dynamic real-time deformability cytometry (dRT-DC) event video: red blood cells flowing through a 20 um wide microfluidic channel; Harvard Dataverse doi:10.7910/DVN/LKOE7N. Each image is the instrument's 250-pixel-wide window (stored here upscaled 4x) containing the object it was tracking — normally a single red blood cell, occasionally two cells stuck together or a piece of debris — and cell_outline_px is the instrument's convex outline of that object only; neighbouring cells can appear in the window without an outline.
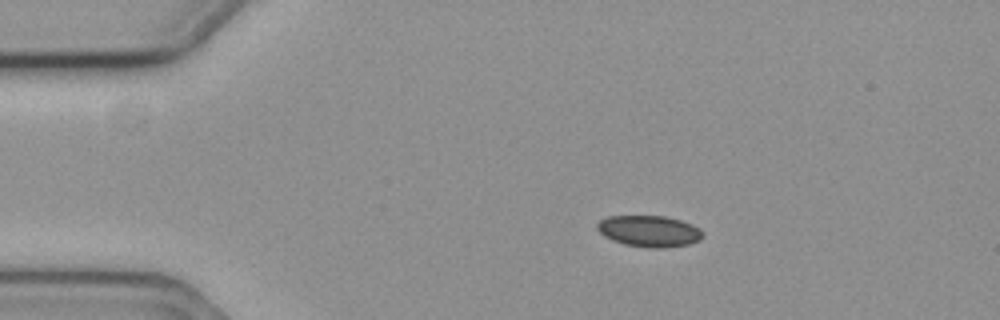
{"species": "common noctule bat (a hibernating species)", "species_latin": "Nyctalus noctula", "temperature_condition": "cold", "stored_images_in_passage": 6, "camera_frame_rate_fps": 3000, "um_per_image_px": 0.085, "animal": {"sex": "female", "body_mass_g": 19.3, "forearm_length_mm": 54.1}, "frame": {"image": 1, "passage_image": 3, "time_ms": 0.667, "image_size_px": [1000, 320], "cell_outline_px": [[704, 236], [700, 240], [688, 244], [664, 248], [648, 248], [624, 244], [612, 240], [604, 236], [596, 228], [596, 224], [600, 220], [608, 216], [664, 216], [680, 220], [692, 224], [700, 228], [704, 232]], "centroid_in_image_um": [55.2, 19.65], "position_along_channel_um": 29.8, "area_um2": 19.42}}
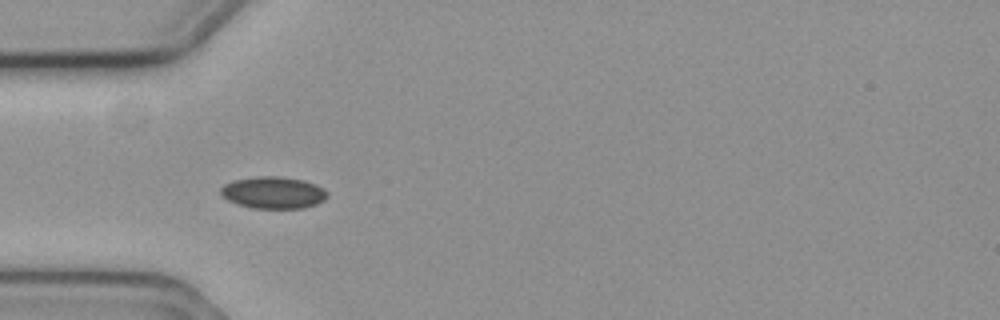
{"frame": {"image": 2, "passage_image": 5, "time_ms": 1.333, "image_size_px": [1000, 320], "cell_outline_px": [[328, 196], [324, 200], [316, 204], [304, 208], [252, 208], [236, 204], [228, 200], [220, 192], [220, 188], [224, 184], [232, 180], [256, 176], [280, 176], [304, 180], [316, 184], [324, 188], [328, 192]], "centroid_in_image_um": [23.24, 16.36], "position_along_channel_um": 61.8, "area_um2": 20.06}}
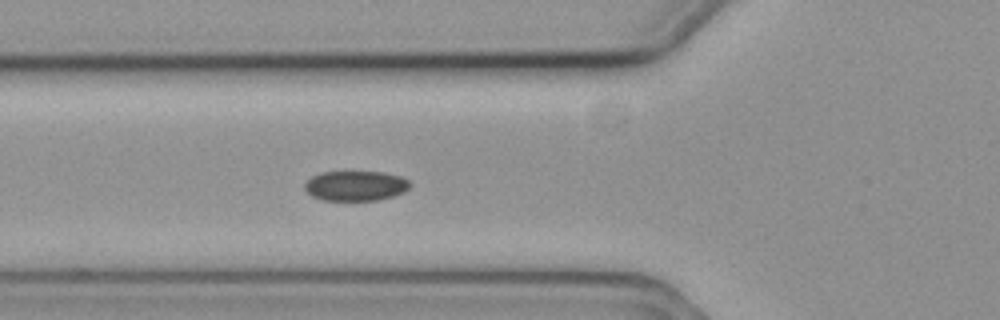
{"frame": {"image": 3, "passage_image": 6, "time_ms": 1.667, "image_size_px": [1000, 320], "cell_outline_px": [[412, 184], [404, 192], [380, 200], [324, 200], [312, 196], [304, 188], [304, 184], [312, 176], [320, 172], [384, 172], [400, 176], [408, 180]], "centroid_in_image_um": [30.24, 15.79], "position_along_channel_um": 95.6, "area_um2": 18.38}}